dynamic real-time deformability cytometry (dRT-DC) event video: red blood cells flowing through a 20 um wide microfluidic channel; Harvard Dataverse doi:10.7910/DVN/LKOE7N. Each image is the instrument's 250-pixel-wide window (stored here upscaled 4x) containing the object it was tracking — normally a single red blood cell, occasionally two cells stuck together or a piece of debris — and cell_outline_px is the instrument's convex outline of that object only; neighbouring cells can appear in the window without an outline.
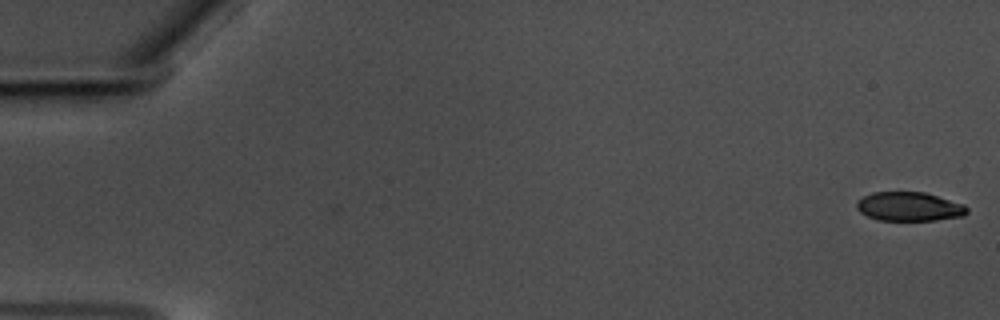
{"species": "common noctule bat (a hibernating species)", "species_latin": "Nyctalus noctula", "temperature_condition": "warm", "stored_images_in_passage": 58, "camera_frame_rate_fps": 3000, "um_per_image_px": 0.085, "animal": {"sex": "male", "body_mass_g": 17.5, "forearm_length_mm": 52.3}, "frame": {"image": 1, "passage_image": 1, "time_ms": 0.0, "image_size_px": [1000, 320], "cell_outline_px": [[968, 212], [964, 216], [936, 220], [876, 220], [860, 212], [856, 208], [856, 200], [872, 192], [924, 192], [964, 204], [968, 208]], "centroid_in_image_um": [77.27, 17.56], "position_along_channel_um": 7.7, "area_um2": 18.73}}
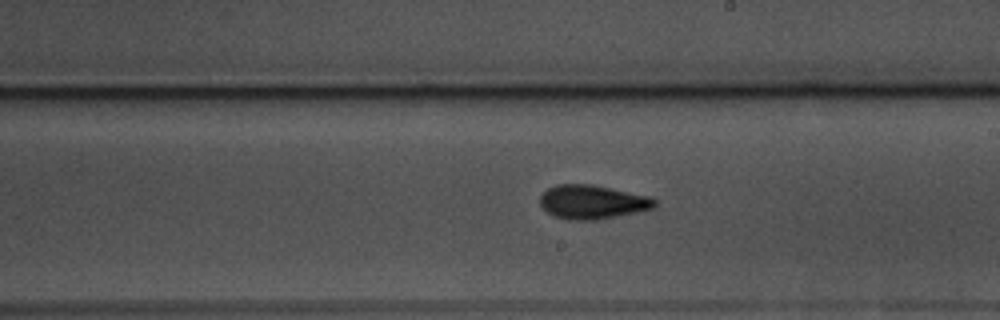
{"frame": {"image": 2, "passage_image": 34, "time_ms": 11.0, "image_size_px": [1000, 320], "cell_outline_px": [[656, 208], [640, 212], [596, 220], [576, 220], [552, 216], [540, 204], [540, 196], [548, 188], [556, 184], [592, 184], [648, 196], [656, 200]], "centroid_in_image_um": [50.37, 17.17], "position_along_channel_um": 238.6, "area_um2": 22.72}}
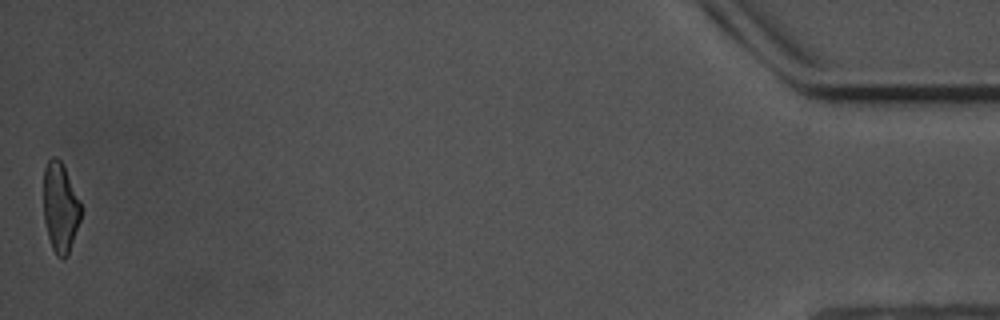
{"frame": {"image": 3, "passage_image": 58, "time_ms": 19.0, "image_size_px": [1000, 320], "cell_outline_px": [[80, 220], [68, 256], [64, 260], [60, 260], [56, 256], [52, 248], [48, 236], [44, 220], [44, 168], [48, 160], [52, 156], [56, 156], [60, 160], [80, 200]], "centroid_in_image_um": [5.12, 17.68], "position_along_channel_um": 430.1, "area_um2": 19.54}, "authors_computed_cell_mechanics": {"area_um2": 21.2126, "velocity_mm_per_s": 3.5494, "shape_relaxation_time_tau1_ms": 5.1359, "shape_relaxation_time_tau2_ms": 3.3822, "deformation_change_tau1": 0.1671, "deformation_change_tau2": 0.0997}}